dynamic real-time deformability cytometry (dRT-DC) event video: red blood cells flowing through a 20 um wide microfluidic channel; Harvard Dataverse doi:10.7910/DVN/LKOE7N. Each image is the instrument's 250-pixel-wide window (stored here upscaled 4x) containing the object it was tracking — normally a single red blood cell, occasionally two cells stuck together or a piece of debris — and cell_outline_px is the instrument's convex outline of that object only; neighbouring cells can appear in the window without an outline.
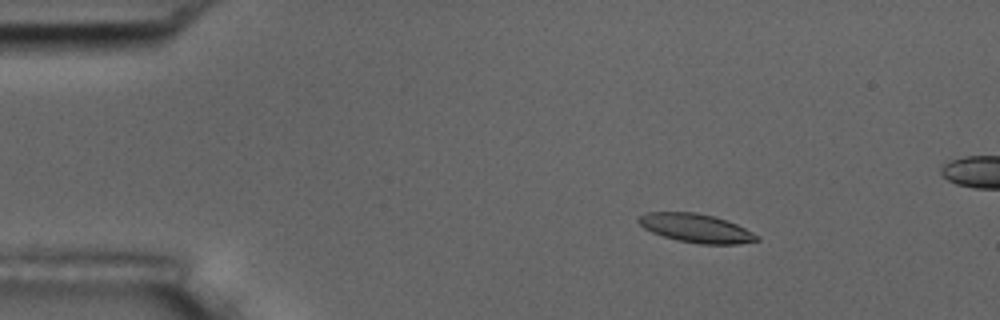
{"species": "common noctule bat (a hibernating species)", "species_latin": "Nyctalus noctula", "temperature_condition": "room temperature", "stored_images_in_passage": 5, "camera_frame_rate_fps": 3000, "um_per_image_px": 0.085, "animal": {"sex": "male", "body_mass_g": 17.5, "forearm_length_mm": 52.3}, "frame": {"image": 1, "passage_image": 2, "time_ms": 1.0, "image_size_px": [1000, 320], "cell_outline_px": [[760, 240], [736, 244], [700, 244], [680, 240], [664, 236], [652, 232], [644, 228], [636, 220], [640, 216], [648, 212], [696, 212], [728, 220], [760, 236]], "centroid_in_image_um": [59.18, 19.39], "position_along_channel_um": 25.8, "area_um2": 19.59}}